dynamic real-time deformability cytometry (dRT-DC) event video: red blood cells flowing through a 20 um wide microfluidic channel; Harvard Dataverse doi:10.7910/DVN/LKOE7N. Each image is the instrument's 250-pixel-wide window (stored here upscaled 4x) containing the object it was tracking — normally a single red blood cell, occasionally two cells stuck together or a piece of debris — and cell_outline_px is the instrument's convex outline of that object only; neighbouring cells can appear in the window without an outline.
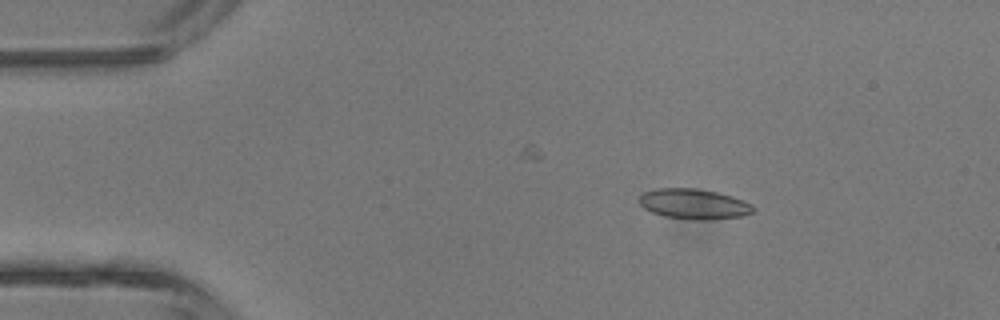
{"species": "common noctule bat (a hibernating species)", "species_latin": "Nyctalus noctula", "temperature_condition": "room temperature", "stored_images_in_passage": 4, "camera_frame_rate_fps": 3000, "um_per_image_px": 0.085, "animal": {"sex": "male", "body_mass_g": 13.3}, "frame": {"image": 1, "passage_image": 2, "time_ms": 2.0, "image_size_px": [1000, 320], "cell_outline_px": [[756, 208], [752, 212], [740, 216], [712, 220], [696, 220], [664, 216], [652, 212], [644, 208], [636, 200], [644, 192], [656, 188], [692, 188], [716, 192], [732, 196], [744, 200], [752, 204]], "centroid_in_image_um": [58.97, 17.34], "position_along_channel_um": 26.0, "area_um2": 20.17}}
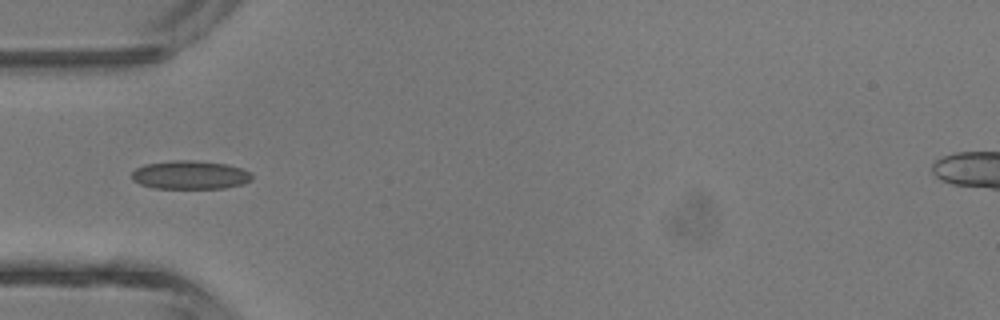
{"frame": {"image": 2, "passage_image": 4, "time_ms": 4.333, "image_size_px": [1000, 320], "cell_outline_px": [[252, 180], [244, 184], [224, 188], [152, 188], [140, 184], [132, 180], [132, 172], [136, 168], [144, 164], [172, 160], [192, 160], [228, 164], [252, 172]], "centroid_in_image_um": [16.17, 14.87], "position_along_channel_um": 68.8, "area_um2": 20.17}}